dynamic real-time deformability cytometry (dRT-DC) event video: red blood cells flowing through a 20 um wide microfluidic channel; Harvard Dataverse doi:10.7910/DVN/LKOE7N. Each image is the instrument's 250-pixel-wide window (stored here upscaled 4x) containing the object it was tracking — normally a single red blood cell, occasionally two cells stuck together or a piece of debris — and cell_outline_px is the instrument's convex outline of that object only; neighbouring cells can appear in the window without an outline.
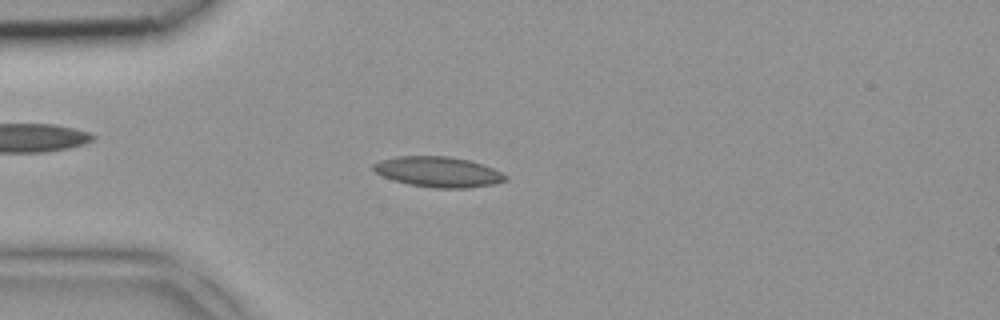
{"species": "common noctule bat (a hibernating species)", "species_latin": "Nyctalus noctula", "temperature_condition": "room temperature", "stored_images_in_passage": 4, "camera_frame_rate_fps": 3000, "um_per_image_px": 0.085, "animal": {"sex": "female", "body_mass_g": 18.4}, "frame": {"image": 1, "passage_image": 4, "time_ms": 1.0, "image_size_px": [1000, 320], "cell_outline_px": [[508, 180], [492, 184], [468, 188], [436, 188], [408, 184], [384, 176], [376, 172], [372, 168], [372, 164], [380, 160], [396, 156], [448, 156], [472, 160], [492, 168], [508, 176]], "centroid_in_image_um": [37.26, 14.6], "position_along_channel_um": 47.7, "area_um2": 23.35}}